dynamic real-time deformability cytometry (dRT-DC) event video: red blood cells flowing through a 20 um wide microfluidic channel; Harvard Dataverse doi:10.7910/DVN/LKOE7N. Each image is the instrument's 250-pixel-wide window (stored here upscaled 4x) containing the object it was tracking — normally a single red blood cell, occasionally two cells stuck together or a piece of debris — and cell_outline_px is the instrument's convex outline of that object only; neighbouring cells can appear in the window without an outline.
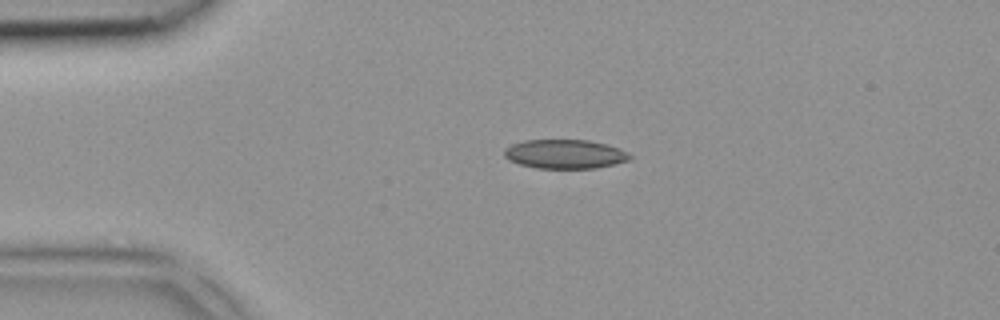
{"species": "common noctule bat (a hibernating species)", "species_latin": "Nyctalus noctula", "temperature_condition": "room temperature", "stored_images_in_passage": 2, "camera_frame_rate_fps": 3000, "um_per_image_px": 0.085, "animal": {"sex": "female", "body_mass_g": 18.4}, "frame": {"image": 1, "passage_image": 1, "time_ms": 0.0, "image_size_px": [1000, 320], "cell_outline_px": [[632, 160], [616, 164], [596, 168], [536, 168], [520, 164], [508, 160], [504, 156], [504, 148], [512, 144], [524, 140], [588, 140], [608, 144], [620, 148], [628, 152], [632, 156]], "centroid_in_image_um": [48.06, 13.09], "position_along_channel_um": 36.9, "area_um2": 21.56}}